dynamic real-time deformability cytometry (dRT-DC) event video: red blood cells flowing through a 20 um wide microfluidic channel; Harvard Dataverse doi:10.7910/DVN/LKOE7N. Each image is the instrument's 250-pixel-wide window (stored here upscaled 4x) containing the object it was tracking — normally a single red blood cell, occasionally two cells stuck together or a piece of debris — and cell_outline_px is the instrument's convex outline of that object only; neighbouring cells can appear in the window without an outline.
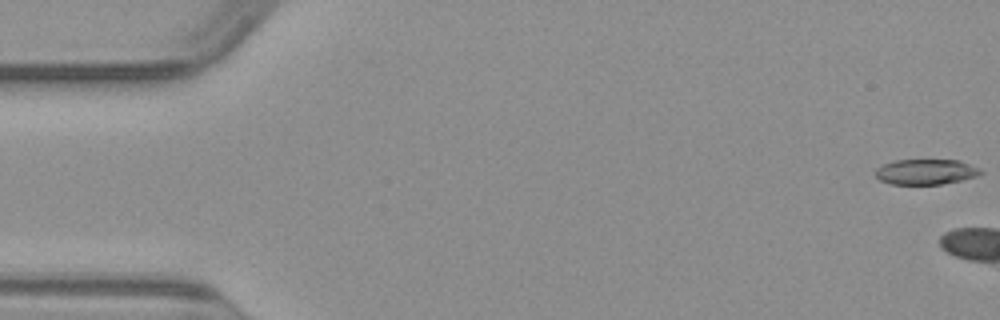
{"species": "common noctule bat (a hibernating species)", "species_latin": "Nyctalus noctula", "temperature_condition": "warm", "stored_images_in_passage": 8, "camera_frame_rate_fps": 3000, "um_per_image_px": 0.085, "animal": {"sex": "male", "body_mass_g": 23.1, "forearm_length_mm": 52.7}, "frame": {"image": 1, "passage_image": 1, "time_ms": 0.0, "image_size_px": [1000, 320], "cell_outline_px": [[984, 172], [976, 176], [960, 180], [940, 184], [892, 184], [880, 180], [876, 176], [876, 168], [884, 164], [896, 160], [956, 160], [980, 168]], "centroid_in_image_um": [78.69, 14.6], "position_along_channel_um": 6.3, "area_um2": 15.32}}